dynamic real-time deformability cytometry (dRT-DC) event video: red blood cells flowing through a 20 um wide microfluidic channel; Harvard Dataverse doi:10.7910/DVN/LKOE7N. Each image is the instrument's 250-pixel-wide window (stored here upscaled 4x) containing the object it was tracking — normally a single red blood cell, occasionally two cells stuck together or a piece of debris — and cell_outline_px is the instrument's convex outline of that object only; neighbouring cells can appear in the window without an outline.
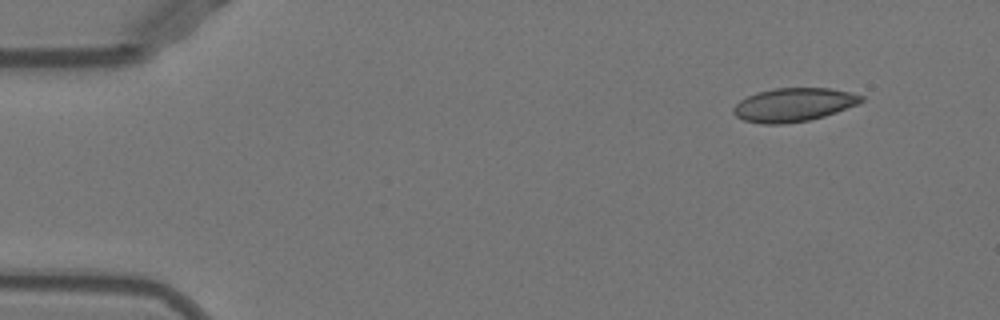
{"species": "Egyptian fruit bat (a non-hibernating species)", "species_latin": "Rousettus aegyptiacus", "temperature_condition": "warm", "stored_images_in_passage": 47, "camera_frame_rate_fps": 3000, "um_per_image_px": 0.085, "animal": {"sex": "female"}, "frame": {"image": 1, "passage_image": 1, "time_ms": 0.0, "image_size_px": [1000, 320], "cell_outline_px": [[864, 100], [856, 104], [836, 112], [824, 116], [808, 120], [780, 124], [764, 124], [744, 120], [736, 116], [732, 112], [732, 108], [740, 100], [756, 92], [776, 88], [828, 88], [852, 92], [864, 96]], "centroid_in_image_um": [67.44, 8.9], "position_along_channel_um": 17.6, "area_um2": 24.85}}
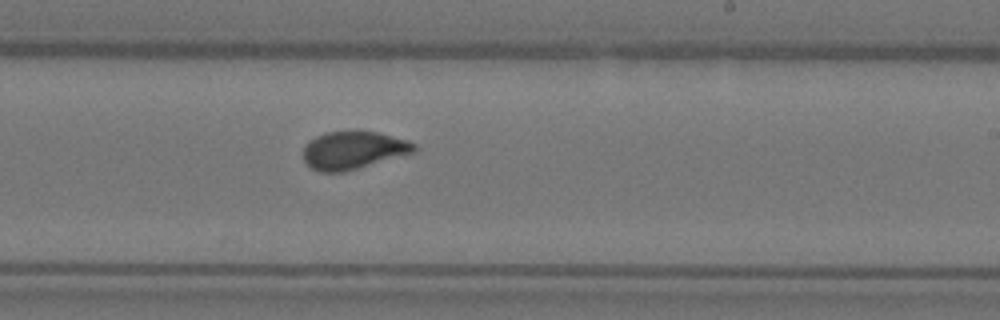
{"frame": {"image": 2, "passage_image": 27, "time_ms": 8.667, "image_size_px": [1000, 320], "cell_outline_px": [[420, 148], [416, 152], [344, 172], [320, 172], [312, 168], [304, 160], [304, 148], [316, 136], [328, 132], [356, 128], [376, 132], [408, 140], [416, 144]], "centroid_in_image_um": [30.09, 12.74], "position_along_channel_um": 258.9, "area_um2": 24.85}}
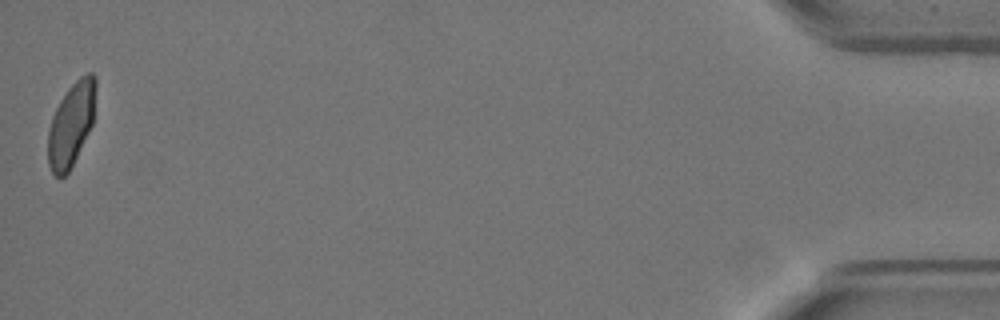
{"frame": {"image": 3, "passage_image": 47, "time_ms": 15.333, "image_size_px": [1000, 320], "cell_outline_px": [[96, 88], [92, 124], [68, 172], [60, 180], [52, 172], [48, 164], [48, 132], [52, 116], [60, 100], [68, 88], [80, 76], [88, 72], [92, 72], [96, 76]], "centroid_in_image_um": [6.04, 10.53], "position_along_channel_um": 429.2, "area_um2": 23.06}, "authors_computed_cell_mechanics": {"area_um2": 24.6806, "velocity_mm_per_s": 3.944, "shape_relaxation_time_tau1_ms": 7.31, "shape_relaxation_time_tau2_ms": null, "deformation_change_tau1": 0.181, "deformation_change_tau2": null}}